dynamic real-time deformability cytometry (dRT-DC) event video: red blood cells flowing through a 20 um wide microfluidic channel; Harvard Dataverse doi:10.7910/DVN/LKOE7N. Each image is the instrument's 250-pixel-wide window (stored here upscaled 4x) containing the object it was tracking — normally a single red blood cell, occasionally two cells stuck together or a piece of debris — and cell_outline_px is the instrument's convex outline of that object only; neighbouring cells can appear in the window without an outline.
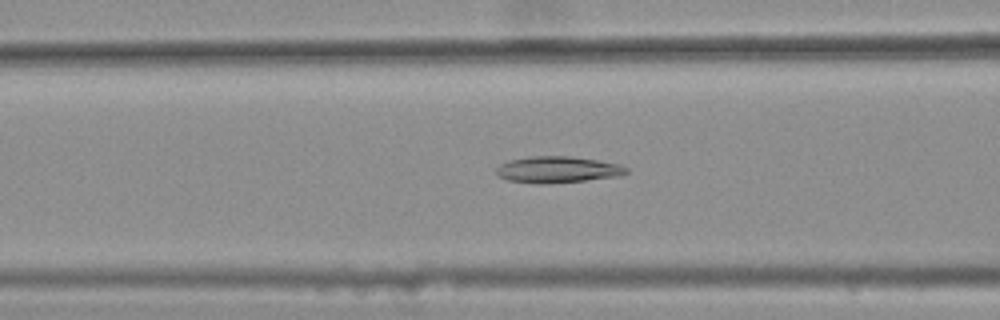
{"species": "common noctule bat (a hibernating species)", "species_latin": "Nyctalus noctula", "temperature_condition": "warm", "stored_images_in_passage": 47, "camera_frame_rate_fps": 3000, "um_per_image_px": 0.085, "animal": {"sex": "female", "body_mass_g": 25.1}, "frame": {"image": 1, "passage_image": 21, "time_ms": 6.667, "image_size_px": [1000, 320], "cell_outline_px": [[628, 172], [616, 176], [584, 180], [540, 184], [508, 180], [500, 176], [496, 172], [496, 168], [500, 164], [508, 160], [528, 156], [568, 156], [596, 160], [620, 164], [628, 168]], "centroid_in_image_um": [47.36, 14.4], "position_along_channel_um": 119.2, "area_um2": 19.77}}
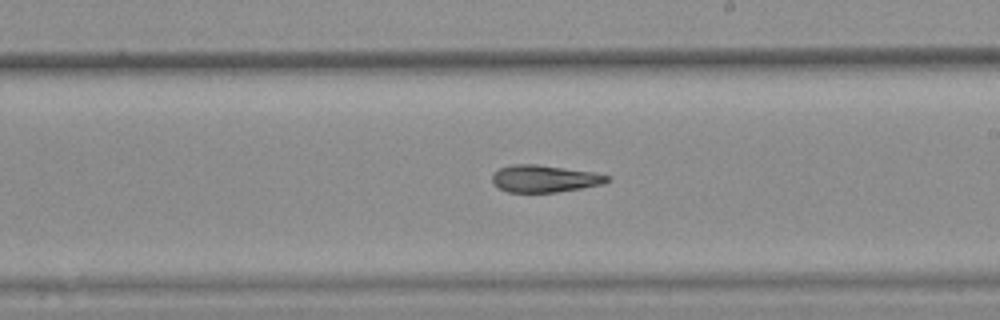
{"frame": {"image": 2, "passage_image": 31, "time_ms": 10.0, "image_size_px": [1000, 320], "cell_outline_px": [[608, 180], [604, 184], [556, 192], [508, 192], [496, 188], [492, 184], [492, 172], [500, 168], [512, 164], [536, 164], [592, 172], [608, 176]], "centroid_in_image_um": [46.19, 15.19], "position_along_channel_um": 242.8, "area_um2": 18.15}}
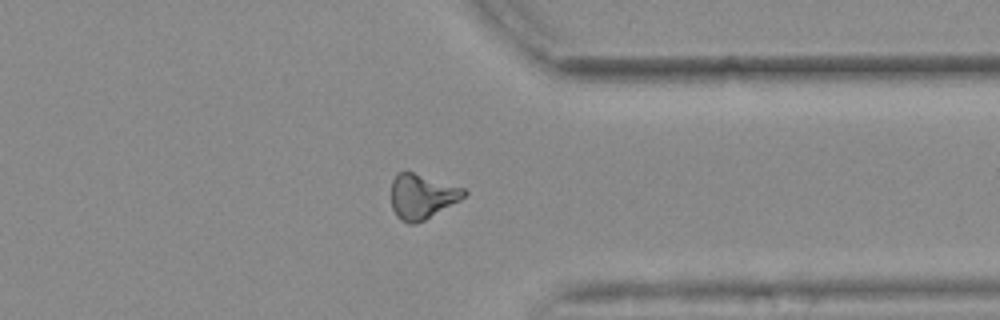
{"frame": {"image": 3, "passage_image": 42, "time_ms": 13.667, "image_size_px": [1000, 320], "cell_outline_px": [[468, 192], [460, 200], [424, 220], [416, 224], [408, 224], [400, 220], [396, 216], [392, 208], [392, 180], [396, 172], [412, 172], [464, 188]], "centroid_in_image_um": [35.84, 16.71], "position_along_channel_um": 375.6, "area_um2": 18.9}}